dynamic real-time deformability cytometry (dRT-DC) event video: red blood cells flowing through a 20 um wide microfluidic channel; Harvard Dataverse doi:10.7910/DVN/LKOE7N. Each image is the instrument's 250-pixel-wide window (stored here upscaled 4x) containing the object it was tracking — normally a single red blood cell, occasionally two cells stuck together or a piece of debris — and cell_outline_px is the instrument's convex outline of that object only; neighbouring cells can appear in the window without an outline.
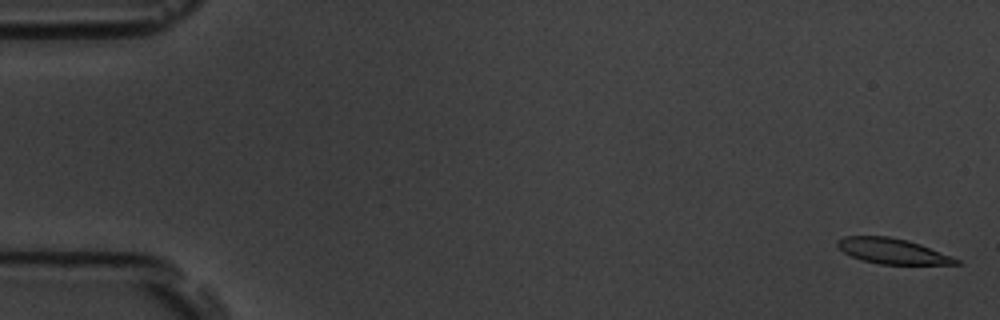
{"species": "common noctule bat (a hibernating species)", "species_latin": "Nyctalus noctula", "temperature_condition": "room temperature", "stored_images_in_passage": 58, "camera_frame_rate_fps": 3000, "um_per_image_px": 0.085, "animal": {"sex": "male", "body_mass_g": 19.5, "forearm_length_mm": 54.6}, "frame": {"image": 1, "passage_image": 2, "time_ms": 0.333, "image_size_px": [1000, 320], "cell_outline_px": [[960, 264], [880, 264], [864, 260], [852, 256], [844, 252], [836, 244], [836, 240], [844, 236], [888, 236], [908, 240], [920, 244], [952, 256], [960, 260]], "centroid_in_image_um": [75.86, 21.33], "position_along_channel_um": 9.1, "area_um2": 17.4}}
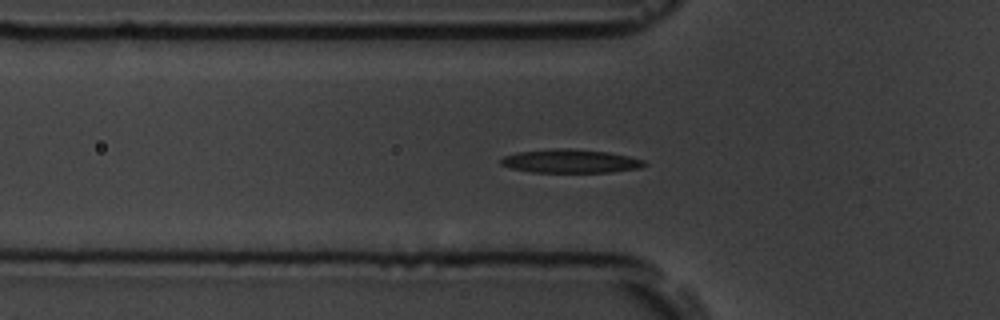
{"frame": {"image": 2, "passage_image": 20, "time_ms": 6.333, "image_size_px": [1000, 320], "cell_outline_px": [[648, 164], [640, 168], [608, 172], [532, 172], [512, 168], [500, 164], [500, 160], [504, 156], [516, 152], [556, 148], [572, 148], [608, 152], [628, 156], [644, 160]], "centroid_in_image_um": [48.49, 13.69], "position_along_channel_um": 77.3, "area_um2": 19.71}}
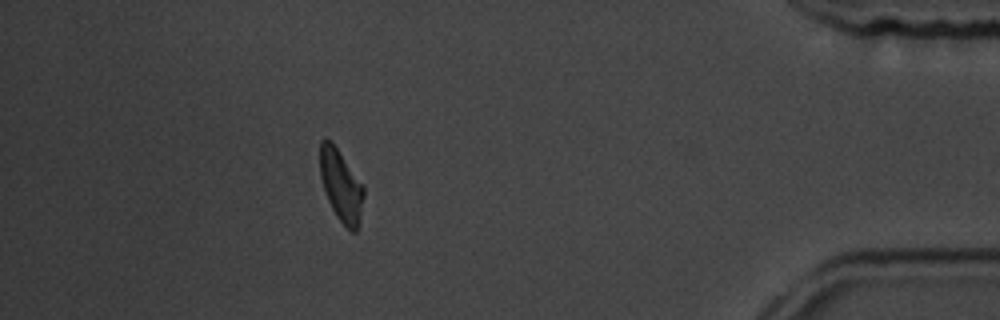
{"frame": {"image": 3, "passage_image": 52, "time_ms": 17.0, "image_size_px": [1000, 320], "cell_outline_px": [[364, 196], [356, 232], [352, 232], [336, 216], [328, 200], [320, 176], [320, 140], [324, 136], [332, 140], [364, 184]], "centroid_in_image_um": [28.98, 15.68], "position_along_channel_um": 406.2, "area_um2": 18.44}, "authors_computed_cell_mechanics": {"area_um2": 19.0451, "velocity_mm_per_s": 3.5471, "shape_relaxation_time_tau1_ms": 5.1548, "shape_relaxation_time_tau2_ms": 3.4653, "deformation_change_tau1": 0.1581, "deformation_change_tau2": 0.1017}}